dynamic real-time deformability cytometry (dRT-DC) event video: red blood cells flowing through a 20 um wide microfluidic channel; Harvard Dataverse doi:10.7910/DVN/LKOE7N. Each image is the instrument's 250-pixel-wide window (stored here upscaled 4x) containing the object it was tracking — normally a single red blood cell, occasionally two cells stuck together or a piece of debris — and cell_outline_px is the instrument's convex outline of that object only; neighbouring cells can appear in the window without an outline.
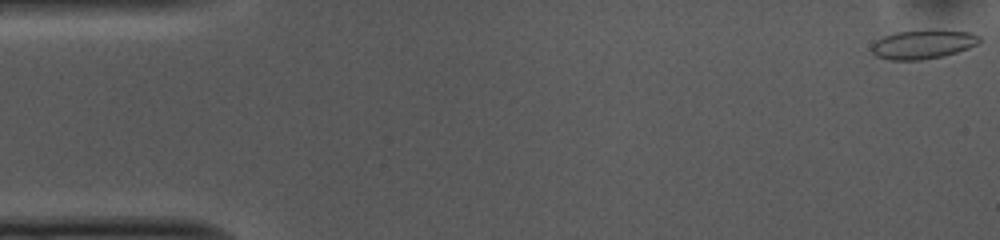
{"species": "common noctule bat (a hibernating species)", "species_latin": "Nyctalus noctula", "temperature_condition": "cold", "stored_images_in_passage": 53, "camera_frame_rate_fps": 3000, "um_per_image_px": 0.085, "animal": {"sex": "female", "body_mass_g": 10.0, "forearm_length_mm": 53.1}, "frame": {"image": 1, "passage_image": 1, "time_ms": 0.0, "image_size_px": [1000, 240], "cell_outline_px": [[980, 44], [944, 56], [920, 60], [888, 60], [876, 56], [872, 52], [872, 44], [876, 40], [884, 36], [896, 32], [928, 28], [936, 28], [972, 32], [980, 36]], "centroid_in_image_um": [78.49, 3.73], "position_along_channel_um": 6.5, "area_um2": 18.84}}
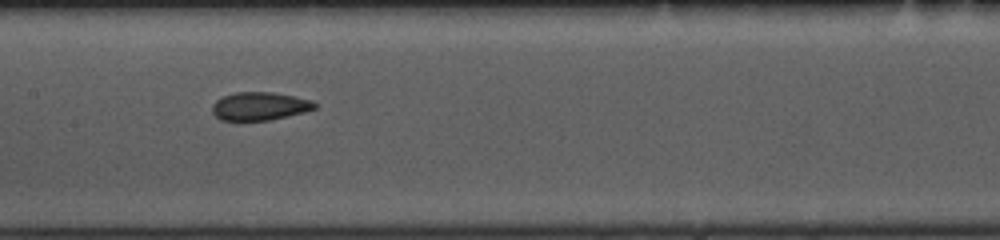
{"frame": {"image": 2, "passage_image": 25, "time_ms": 8.0, "image_size_px": [1000, 240], "cell_outline_px": [[316, 108], [304, 112], [268, 120], [220, 120], [212, 112], [212, 104], [216, 100], [224, 96], [236, 92], [272, 92], [296, 96], [312, 100], [316, 104]], "centroid_in_image_um": [22.07, 9.01], "position_along_channel_um": 185.3, "area_um2": 16.76}}
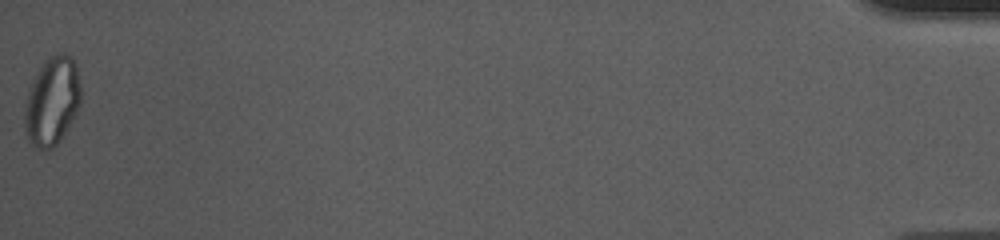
{"frame": {"image": 3, "passage_image": 53, "time_ms": 17.333, "image_size_px": [1000, 240], "cell_outline_px": [[80, 104], [76, 112], [60, 140], [52, 148], [36, 148], [28, 140], [24, 128], [24, 108], [28, 92], [44, 60], [48, 56], [60, 52], [64, 52], [72, 56], [76, 68], [80, 84]], "centroid_in_image_um": [4.42, 8.58], "position_along_channel_um": 430.8, "area_um2": 28.67}, "authors_computed_cell_mechanics": {"area_um2": 18.0336, "velocity_mm_per_s": 3.732, "shape_relaxation_time_tau1_ms": 10.4889, "shape_relaxation_time_tau2_ms": 2.5, "deformation_change_tau1": 0.1911, "deformation_change_tau2": 0.0851}}